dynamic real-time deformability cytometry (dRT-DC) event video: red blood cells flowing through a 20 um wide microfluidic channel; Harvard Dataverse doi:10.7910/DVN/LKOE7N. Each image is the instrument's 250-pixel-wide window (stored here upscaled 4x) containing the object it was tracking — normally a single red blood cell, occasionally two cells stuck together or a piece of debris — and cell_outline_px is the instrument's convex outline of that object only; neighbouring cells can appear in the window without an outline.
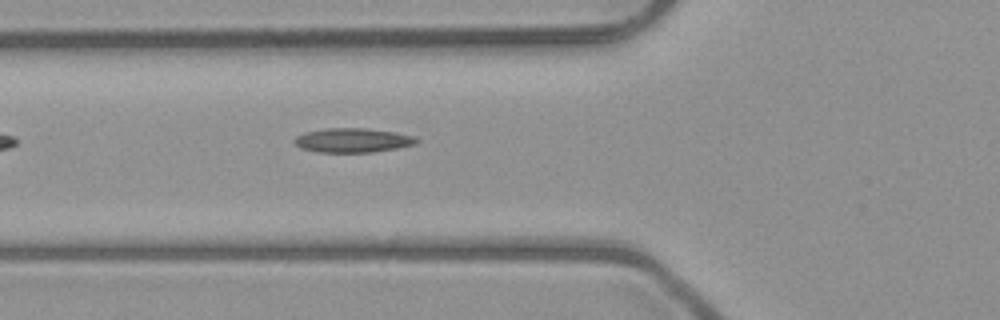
{"species": "common noctule bat (a hibernating species)", "species_latin": "Nyctalus noctula", "temperature_condition": "room temperature", "stored_images_in_passage": 5, "camera_frame_rate_fps": 3000, "um_per_image_px": 0.085, "animal": {"sex": "male", "body_mass_g": 23.1, "forearm_length_mm": 52.7}, "frame": {"image": 1, "passage_image": 5, "time_ms": 5.333, "image_size_px": [1000, 320], "cell_outline_px": [[416, 144], [396, 148], [372, 152], [320, 152], [300, 148], [296, 144], [296, 136], [304, 132], [324, 128], [368, 128], [392, 132], [412, 136], [416, 140]], "centroid_in_image_um": [29.93, 11.92], "position_along_channel_um": 95.9, "area_um2": 16.99}}